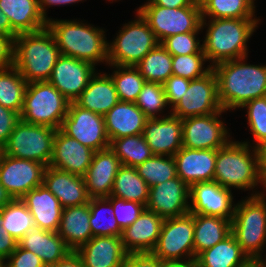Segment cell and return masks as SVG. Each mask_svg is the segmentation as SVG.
<instances>
[{"label": "cell", "mask_w": 266, "mask_h": 267, "mask_svg": "<svg viewBox=\"0 0 266 267\" xmlns=\"http://www.w3.org/2000/svg\"><path fill=\"white\" fill-rule=\"evenodd\" d=\"M214 181L231 190L252 191L249 196L262 194L261 150L241 141L231 139L217 150ZM262 187L263 191L258 190ZM257 189V190H256Z\"/></svg>", "instance_id": "6da1fadb"}, {"label": "cell", "mask_w": 266, "mask_h": 267, "mask_svg": "<svg viewBox=\"0 0 266 267\" xmlns=\"http://www.w3.org/2000/svg\"><path fill=\"white\" fill-rule=\"evenodd\" d=\"M249 56L212 67L224 111L233 112L246 102L266 96V64L247 63Z\"/></svg>", "instance_id": "7a4b0ae2"}, {"label": "cell", "mask_w": 266, "mask_h": 267, "mask_svg": "<svg viewBox=\"0 0 266 267\" xmlns=\"http://www.w3.org/2000/svg\"><path fill=\"white\" fill-rule=\"evenodd\" d=\"M260 22V18L202 19L201 30L206 31L202 43L207 64L214 67L221 62L248 56L247 43Z\"/></svg>", "instance_id": "3957f363"}, {"label": "cell", "mask_w": 266, "mask_h": 267, "mask_svg": "<svg viewBox=\"0 0 266 267\" xmlns=\"http://www.w3.org/2000/svg\"><path fill=\"white\" fill-rule=\"evenodd\" d=\"M81 19H54L47 21L61 55L97 65H108L106 29ZM102 63V64H101Z\"/></svg>", "instance_id": "277c9868"}, {"label": "cell", "mask_w": 266, "mask_h": 267, "mask_svg": "<svg viewBox=\"0 0 266 267\" xmlns=\"http://www.w3.org/2000/svg\"><path fill=\"white\" fill-rule=\"evenodd\" d=\"M60 56V49L47 27L15 37L13 66L27 83L48 81Z\"/></svg>", "instance_id": "5b68a950"}, {"label": "cell", "mask_w": 266, "mask_h": 267, "mask_svg": "<svg viewBox=\"0 0 266 267\" xmlns=\"http://www.w3.org/2000/svg\"><path fill=\"white\" fill-rule=\"evenodd\" d=\"M231 233L249 259L266 257V196L263 193L237 201Z\"/></svg>", "instance_id": "8992f818"}, {"label": "cell", "mask_w": 266, "mask_h": 267, "mask_svg": "<svg viewBox=\"0 0 266 267\" xmlns=\"http://www.w3.org/2000/svg\"><path fill=\"white\" fill-rule=\"evenodd\" d=\"M135 11V19L122 24L113 40H108V65L136 66L160 44L146 19Z\"/></svg>", "instance_id": "52a82bcc"}, {"label": "cell", "mask_w": 266, "mask_h": 267, "mask_svg": "<svg viewBox=\"0 0 266 267\" xmlns=\"http://www.w3.org/2000/svg\"><path fill=\"white\" fill-rule=\"evenodd\" d=\"M68 101L48 81L27 84L20 119L26 123L60 129L68 113Z\"/></svg>", "instance_id": "ba28073f"}, {"label": "cell", "mask_w": 266, "mask_h": 267, "mask_svg": "<svg viewBox=\"0 0 266 267\" xmlns=\"http://www.w3.org/2000/svg\"><path fill=\"white\" fill-rule=\"evenodd\" d=\"M55 135L56 129L26 123L20 119L1 151L8 156L37 161L49 166Z\"/></svg>", "instance_id": "9c48e42d"}, {"label": "cell", "mask_w": 266, "mask_h": 267, "mask_svg": "<svg viewBox=\"0 0 266 267\" xmlns=\"http://www.w3.org/2000/svg\"><path fill=\"white\" fill-rule=\"evenodd\" d=\"M151 254L162 262H194V214L164 219Z\"/></svg>", "instance_id": "30bf717a"}, {"label": "cell", "mask_w": 266, "mask_h": 267, "mask_svg": "<svg viewBox=\"0 0 266 267\" xmlns=\"http://www.w3.org/2000/svg\"><path fill=\"white\" fill-rule=\"evenodd\" d=\"M137 10L146 19L160 43L171 35L203 32L200 6L167 8L158 5H140Z\"/></svg>", "instance_id": "8fae6325"}, {"label": "cell", "mask_w": 266, "mask_h": 267, "mask_svg": "<svg viewBox=\"0 0 266 267\" xmlns=\"http://www.w3.org/2000/svg\"><path fill=\"white\" fill-rule=\"evenodd\" d=\"M226 112L219 111L182 119L183 147L218 150L226 145L233 138L230 128L222 118V114Z\"/></svg>", "instance_id": "7c38bea8"}, {"label": "cell", "mask_w": 266, "mask_h": 267, "mask_svg": "<svg viewBox=\"0 0 266 267\" xmlns=\"http://www.w3.org/2000/svg\"><path fill=\"white\" fill-rule=\"evenodd\" d=\"M60 129L95 152L110 147L104 116L84 109L75 102H70Z\"/></svg>", "instance_id": "4fadbf2b"}, {"label": "cell", "mask_w": 266, "mask_h": 267, "mask_svg": "<svg viewBox=\"0 0 266 267\" xmlns=\"http://www.w3.org/2000/svg\"><path fill=\"white\" fill-rule=\"evenodd\" d=\"M170 111L180 119L224 111L213 69L203 77L191 80L186 93Z\"/></svg>", "instance_id": "5bb4252c"}, {"label": "cell", "mask_w": 266, "mask_h": 267, "mask_svg": "<svg viewBox=\"0 0 266 267\" xmlns=\"http://www.w3.org/2000/svg\"><path fill=\"white\" fill-rule=\"evenodd\" d=\"M45 168L40 162L8 156L0 150V183L13 199L43 185Z\"/></svg>", "instance_id": "9a60e30c"}, {"label": "cell", "mask_w": 266, "mask_h": 267, "mask_svg": "<svg viewBox=\"0 0 266 267\" xmlns=\"http://www.w3.org/2000/svg\"><path fill=\"white\" fill-rule=\"evenodd\" d=\"M232 191L214 180L193 184L189 191L190 213L232 220L236 205Z\"/></svg>", "instance_id": "2e32d148"}, {"label": "cell", "mask_w": 266, "mask_h": 267, "mask_svg": "<svg viewBox=\"0 0 266 267\" xmlns=\"http://www.w3.org/2000/svg\"><path fill=\"white\" fill-rule=\"evenodd\" d=\"M89 62L61 55L48 80L68 101L74 102L98 71Z\"/></svg>", "instance_id": "e0dca14e"}, {"label": "cell", "mask_w": 266, "mask_h": 267, "mask_svg": "<svg viewBox=\"0 0 266 267\" xmlns=\"http://www.w3.org/2000/svg\"><path fill=\"white\" fill-rule=\"evenodd\" d=\"M190 187L180 177L149 188L146 208L162 219H169L190 213Z\"/></svg>", "instance_id": "ac0fdd59"}, {"label": "cell", "mask_w": 266, "mask_h": 267, "mask_svg": "<svg viewBox=\"0 0 266 267\" xmlns=\"http://www.w3.org/2000/svg\"><path fill=\"white\" fill-rule=\"evenodd\" d=\"M94 152L61 129L56 130L50 167L84 177Z\"/></svg>", "instance_id": "d6986e66"}, {"label": "cell", "mask_w": 266, "mask_h": 267, "mask_svg": "<svg viewBox=\"0 0 266 267\" xmlns=\"http://www.w3.org/2000/svg\"><path fill=\"white\" fill-rule=\"evenodd\" d=\"M142 135L154 155L174 156L183 147L182 119L172 114L147 119Z\"/></svg>", "instance_id": "ffe728a7"}, {"label": "cell", "mask_w": 266, "mask_h": 267, "mask_svg": "<svg viewBox=\"0 0 266 267\" xmlns=\"http://www.w3.org/2000/svg\"><path fill=\"white\" fill-rule=\"evenodd\" d=\"M217 150L182 147L173 156L177 176L189 187L195 183L213 181Z\"/></svg>", "instance_id": "44dd1931"}, {"label": "cell", "mask_w": 266, "mask_h": 267, "mask_svg": "<svg viewBox=\"0 0 266 267\" xmlns=\"http://www.w3.org/2000/svg\"><path fill=\"white\" fill-rule=\"evenodd\" d=\"M164 219L155 212L145 210L122 231L121 239L128 254L151 253L155 248Z\"/></svg>", "instance_id": "7402d4cb"}, {"label": "cell", "mask_w": 266, "mask_h": 267, "mask_svg": "<svg viewBox=\"0 0 266 267\" xmlns=\"http://www.w3.org/2000/svg\"><path fill=\"white\" fill-rule=\"evenodd\" d=\"M75 253L83 267H122L128 255L121 236H94Z\"/></svg>", "instance_id": "603a6c76"}, {"label": "cell", "mask_w": 266, "mask_h": 267, "mask_svg": "<svg viewBox=\"0 0 266 267\" xmlns=\"http://www.w3.org/2000/svg\"><path fill=\"white\" fill-rule=\"evenodd\" d=\"M120 166L119 158L110 147L94 152L91 164L84 176L90 198L111 195L114 179Z\"/></svg>", "instance_id": "cb8c5ba5"}, {"label": "cell", "mask_w": 266, "mask_h": 267, "mask_svg": "<svg viewBox=\"0 0 266 267\" xmlns=\"http://www.w3.org/2000/svg\"><path fill=\"white\" fill-rule=\"evenodd\" d=\"M43 185L60 201L63 208L83 205L90 201L82 176L46 166Z\"/></svg>", "instance_id": "d4e9b609"}, {"label": "cell", "mask_w": 266, "mask_h": 267, "mask_svg": "<svg viewBox=\"0 0 266 267\" xmlns=\"http://www.w3.org/2000/svg\"><path fill=\"white\" fill-rule=\"evenodd\" d=\"M147 119L135 103L119 101L104 115L110 143L114 139L142 134Z\"/></svg>", "instance_id": "484cf974"}, {"label": "cell", "mask_w": 266, "mask_h": 267, "mask_svg": "<svg viewBox=\"0 0 266 267\" xmlns=\"http://www.w3.org/2000/svg\"><path fill=\"white\" fill-rule=\"evenodd\" d=\"M21 201L33 216L35 227L57 232L63 207L51 191L41 185L25 194Z\"/></svg>", "instance_id": "4316f807"}, {"label": "cell", "mask_w": 266, "mask_h": 267, "mask_svg": "<svg viewBox=\"0 0 266 267\" xmlns=\"http://www.w3.org/2000/svg\"><path fill=\"white\" fill-rule=\"evenodd\" d=\"M18 245L39 256L46 267L56 264L73 252L57 232L33 228Z\"/></svg>", "instance_id": "83f0119b"}, {"label": "cell", "mask_w": 266, "mask_h": 267, "mask_svg": "<svg viewBox=\"0 0 266 267\" xmlns=\"http://www.w3.org/2000/svg\"><path fill=\"white\" fill-rule=\"evenodd\" d=\"M74 102L84 109L104 116L119 102V98L112 78L108 73L99 70Z\"/></svg>", "instance_id": "f1b7e54d"}, {"label": "cell", "mask_w": 266, "mask_h": 267, "mask_svg": "<svg viewBox=\"0 0 266 267\" xmlns=\"http://www.w3.org/2000/svg\"><path fill=\"white\" fill-rule=\"evenodd\" d=\"M89 219V203L62 210L57 233L73 252L93 237Z\"/></svg>", "instance_id": "f546056e"}, {"label": "cell", "mask_w": 266, "mask_h": 267, "mask_svg": "<svg viewBox=\"0 0 266 267\" xmlns=\"http://www.w3.org/2000/svg\"><path fill=\"white\" fill-rule=\"evenodd\" d=\"M0 9L17 34L36 32L47 27L38 0H0Z\"/></svg>", "instance_id": "4dcf8cb0"}, {"label": "cell", "mask_w": 266, "mask_h": 267, "mask_svg": "<svg viewBox=\"0 0 266 267\" xmlns=\"http://www.w3.org/2000/svg\"><path fill=\"white\" fill-rule=\"evenodd\" d=\"M249 261V257L230 233L215 246L201 252L196 257L195 264L196 267H248Z\"/></svg>", "instance_id": "1f68e13d"}, {"label": "cell", "mask_w": 266, "mask_h": 267, "mask_svg": "<svg viewBox=\"0 0 266 267\" xmlns=\"http://www.w3.org/2000/svg\"><path fill=\"white\" fill-rule=\"evenodd\" d=\"M231 233V220L194 214V262L204 250L215 246Z\"/></svg>", "instance_id": "d6a6232c"}, {"label": "cell", "mask_w": 266, "mask_h": 267, "mask_svg": "<svg viewBox=\"0 0 266 267\" xmlns=\"http://www.w3.org/2000/svg\"><path fill=\"white\" fill-rule=\"evenodd\" d=\"M149 188L145 180L138 175L136 168L121 165L115 176L110 196L146 206Z\"/></svg>", "instance_id": "836d02e7"}, {"label": "cell", "mask_w": 266, "mask_h": 267, "mask_svg": "<svg viewBox=\"0 0 266 267\" xmlns=\"http://www.w3.org/2000/svg\"><path fill=\"white\" fill-rule=\"evenodd\" d=\"M256 0H208L202 7V19L260 18L255 15Z\"/></svg>", "instance_id": "e575fe53"}, {"label": "cell", "mask_w": 266, "mask_h": 267, "mask_svg": "<svg viewBox=\"0 0 266 267\" xmlns=\"http://www.w3.org/2000/svg\"><path fill=\"white\" fill-rule=\"evenodd\" d=\"M90 227L92 236H121L110 200L107 197L90 198Z\"/></svg>", "instance_id": "d590c367"}, {"label": "cell", "mask_w": 266, "mask_h": 267, "mask_svg": "<svg viewBox=\"0 0 266 267\" xmlns=\"http://www.w3.org/2000/svg\"><path fill=\"white\" fill-rule=\"evenodd\" d=\"M27 84L14 66L0 69V105L20 115Z\"/></svg>", "instance_id": "8d00e7d4"}, {"label": "cell", "mask_w": 266, "mask_h": 267, "mask_svg": "<svg viewBox=\"0 0 266 267\" xmlns=\"http://www.w3.org/2000/svg\"><path fill=\"white\" fill-rule=\"evenodd\" d=\"M147 82L163 84L172 71V55L160 43L135 66Z\"/></svg>", "instance_id": "74e56055"}, {"label": "cell", "mask_w": 266, "mask_h": 267, "mask_svg": "<svg viewBox=\"0 0 266 267\" xmlns=\"http://www.w3.org/2000/svg\"><path fill=\"white\" fill-rule=\"evenodd\" d=\"M110 148L119 158L121 165L134 168L154 155L142 134L114 139Z\"/></svg>", "instance_id": "f35d334b"}, {"label": "cell", "mask_w": 266, "mask_h": 267, "mask_svg": "<svg viewBox=\"0 0 266 267\" xmlns=\"http://www.w3.org/2000/svg\"><path fill=\"white\" fill-rule=\"evenodd\" d=\"M112 69V78L119 101L135 103L146 82L135 66L107 65Z\"/></svg>", "instance_id": "ab89813d"}, {"label": "cell", "mask_w": 266, "mask_h": 267, "mask_svg": "<svg viewBox=\"0 0 266 267\" xmlns=\"http://www.w3.org/2000/svg\"><path fill=\"white\" fill-rule=\"evenodd\" d=\"M0 214L2 226L17 242L35 228L34 218L21 199H13L0 210Z\"/></svg>", "instance_id": "60d3db41"}, {"label": "cell", "mask_w": 266, "mask_h": 267, "mask_svg": "<svg viewBox=\"0 0 266 267\" xmlns=\"http://www.w3.org/2000/svg\"><path fill=\"white\" fill-rule=\"evenodd\" d=\"M135 104L148 119L165 117L171 114L166 101L164 87L161 83L146 81Z\"/></svg>", "instance_id": "b9f144b4"}, {"label": "cell", "mask_w": 266, "mask_h": 267, "mask_svg": "<svg viewBox=\"0 0 266 267\" xmlns=\"http://www.w3.org/2000/svg\"><path fill=\"white\" fill-rule=\"evenodd\" d=\"M241 109L246 110L247 129L253 136L243 142L261 150L266 145V96L246 102Z\"/></svg>", "instance_id": "7bdbcfd3"}, {"label": "cell", "mask_w": 266, "mask_h": 267, "mask_svg": "<svg viewBox=\"0 0 266 267\" xmlns=\"http://www.w3.org/2000/svg\"><path fill=\"white\" fill-rule=\"evenodd\" d=\"M135 168L149 187L177 177L176 162L173 156L153 155Z\"/></svg>", "instance_id": "ee69618b"}, {"label": "cell", "mask_w": 266, "mask_h": 267, "mask_svg": "<svg viewBox=\"0 0 266 267\" xmlns=\"http://www.w3.org/2000/svg\"><path fill=\"white\" fill-rule=\"evenodd\" d=\"M205 54L172 55L173 75L194 80L203 77L212 70Z\"/></svg>", "instance_id": "f6af8a7d"}, {"label": "cell", "mask_w": 266, "mask_h": 267, "mask_svg": "<svg viewBox=\"0 0 266 267\" xmlns=\"http://www.w3.org/2000/svg\"><path fill=\"white\" fill-rule=\"evenodd\" d=\"M200 33L202 32L171 35L161 44L171 55L204 54L202 39L198 37Z\"/></svg>", "instance_id": "bcb514c9"}, {"label": "cell", "mask_w": 266, "mask_h": 267, "mask_svg": "<svg viewBox=\"0 0 266 267\" xmlns=\"http://www.w3.org/2000/svg\"><path fill=\"white\" fill-rule=\"evenodd\" d=\"M107 198L112 204L116 221L122 231L130 226L146 208L144 204L125 201L124 199L114 196H109Z\"/></svg>", "instance_id": "7dc6e473"}, {"label": "cell", "mask_w": 266, "mask_h": 267, "mask_svg": "<svg viewBox=\"0 0 266 267\" xmlns=\"http://www.w3.org/2000/svg\"><path fill=\"white\" fill-rule=\"evenodd\" d=\"M189 79L176 75L170 76L164 83L166 101L170 110L181 100L190 84Z\"/></svg>", "instance_id": "c3c4849f"}, {"label": "cell", "mask_w": 266, "mask_h": 267, "mask_svg": "<svg viewBox=\"0 0 266 267\" xmlns=\"http://www.w3.org/2000/svg\"><path fill=\"white\" fill-rule=\"evenodd\" d=\"M6 267H46L41 258L19 245L5 260Z\"/></svg>", "instance_id": "681fc988"}, {"label": "cell", "mask_w": 266, "mask_h": 267, "mask_svg": "<svg viewBox=\"0 0 266 267\" xmlns=\"http://www.w3.org/2000/svg\"><path fill=\"white\" fill-rule=\"evenodd\" d=\"M20 120L17 112L0 105V150L7 144L15 124Z\"/></svg>", "instance_id": "f907efd6"}, {"label": "cell", "mask_w": 266, "mask_h": 267, "mask_svg": "<svg viewBox=\"0 0 266 267\" xmlns=\"http://www.w3.org/2000/svg\"><path fill=\"white\" fill-rule=\"evenodd\" d=\"M163 262L151 253L128 254L122 267H162Z\"/></svg>", "instance_id": "816d5d0a"}, {"label": "cell", "mask_w": 266, "mask_h": 267, "mask_svg": "<svg viewBox=\"0 0 266 267\" xmlns=\"http://www.w3.org/2000/svg\"><path fill=\"white\" fill-rule=\"evenodd\" d=\"M2 223L3 219L0 214V259L5 261L18 246V242L8 234Z\"/></svg>", "instance_id": "f5cc1de1"}, {"label": "cell", "mask_w": 266, "mask_h": 267, "mask_svg": "<svg viewBox=\"0 0 266 267\" xmlns=\"http://www.w3.org/2000/svg\"><path fill=\"white\" fill-rule=\"evenodd\" d=\"M15 38H0V69L13 66Z\"/></svg>", "instance_id": "db71d44e"}, {"label": "cell", "mask_w": 266, "mask_h": 267, "mask_svg": "<svg viewBox=\"0 0 266 267\" xmlns=\"http://www.w3.org/2000/svg\"><path fill=\"white\" fill-rule=\"evenodd\" d=\"M86 0H38L39 9L42 14V16L45 18L46 21H48L51 17H48V8L53 6H63V5H74L79 2H84Z\"/></svg>", "instance_id": "11a10c76"}, {"label": "cell", "mask_w": 266, "mask_h": 267, "mask_svg": "<svg viewBox=\"0 0 266 267\" xmlns=\"http://www.w3.org/2000/svg\"><path fill=\"white\" fill-rule=\"evenodd\" d=\"M142 5H158L167 8H180L185 6H199L195 0H146Z\"/></svg>", "instance_id": "9f6ffc18"}, {"label": "cell", "mask_w": 266, "mask_h": 267, "mask_svg": "<svg viewBox=\"0 0 266 267\" xmlns=\"http://www.w3.org/2000/svg\"><path fill=\"white\" fill-rule=\"evenodd\" d=\"M18 34L11 28L7 16L0 9V38H15Z\"/></svg>", "instance_id": "6f0895ef"}, {"label": "cell", "mask_w": 266, "mask_h": 267, "mask_svg": "<svg viewBox=\"0 0 266 267\" xmlns=\"http://www.w3.org/2000/svg\"><path fill=\"white\" fill-rule=\"evenodd\" d=\"M48 267H83V264L80 257L75 252H71L63 260L58 261L56 264Z\"/></svg>", "instance_id": "680465c9"}, {"label": "cell", "mask_w": 266, "mask_h": 267, "mask_svg": "<svg viewBox=\"0 0 266 267\" xmlns=\"http://www.w3.org/2000/svg\"><path fill=\"white\" fill-rule=\"evenodd\" d=\"M13 200L4 186L0 183V210Z\"/></svg>", "instance_id": "91938a15"}, {"label": "cell", "mask_w": 266, "mask_h": 267, "mask_svg": "<svg viewBox=\"0 0 266 267\" xmlns=\"http://www.w3.org/2000/svg\"><path fill=\"white\" fill-rule=\"evenodd\" d=\"M262 178L266 186V145L261 149Z\"/></svg>", "instance_id": "94428289"}, {"label": "cell", "mask_w": 266, "mask_h": 267, "mask_svg": "<svg viewBox=\"0 0 266 267\" xmlns=\"http://www.w3.org/2000/svg\"><path fill=\"white\" fill-rule=\"evenodd\" d=\"M162 267H196L195 262H163Z\"/></svg>", "instance_id": "6125c7cd"}, {"label": "cell", "mask_w": 266, "mask_h": 267, "mask_svg": "<svg viewBox=\"0 0 266 267\" xmlns=\"http://www.w3.org/2000/svg\"><path fill=\"white\" fill-rule=\"evenodd\" d=\"M248 267H266V257L250 259Z\"/></svg>", "instance_id": "be15d7a7"}, {"label": "cell", "mask_w": 266, "mask_h": 267, "mask_svg": "<svg viewBox=\"0 0 266 267\" xmlns=\"http://www.w3.org/2000/svg\"><path fill=\"white\" fill-rule=\"evenodd\" d=\"M195 1L200 7H202L208 0H195Z\"/></svg>", "instance_id": "e7e4bbea"}, {"label": "cell", "mask_w": 266, "mask_h": 267, "mask_svg": "<svg viewBox=\"0 0 266 267\" xmlns=\"http://www.w3.org/2000/svg\"><path fill=\"white\" fill-rule=\"evenodd\" d=\"M0 267H6L5 261L0 259Z\"/></svg>", "instance_id": "03108f58"}, {"label": "cell", "mask_w": 266, "mask_h": 267, "mask_svg": "<svg viewBox=\"0 0 266 267\" xmlns=\"http://www.w3.org/2000/svg\"><path fill=\"white\" fill-rule=\"evenodd\" d=\"M106 1L112 3L113 1H114V2H118V1H121V0H106ZM111 1H112V2H111Z\"/></svg>", "instance_id": "003e7915"}, {"label": "cell", "mask_w": 266, "mask_h": 267, "mask_svg": "<svg viewBox=\"0 0 266 267\" xmlns=\"http://www.w3.org/2000/svg\"><path fill=\"white\" fill-rule=\"evenodd\" d=\"M263 194L266 196V186H265V190H264Z\"/></svg>", "instance_id": "a7ac6f4b"}]
</instances>
